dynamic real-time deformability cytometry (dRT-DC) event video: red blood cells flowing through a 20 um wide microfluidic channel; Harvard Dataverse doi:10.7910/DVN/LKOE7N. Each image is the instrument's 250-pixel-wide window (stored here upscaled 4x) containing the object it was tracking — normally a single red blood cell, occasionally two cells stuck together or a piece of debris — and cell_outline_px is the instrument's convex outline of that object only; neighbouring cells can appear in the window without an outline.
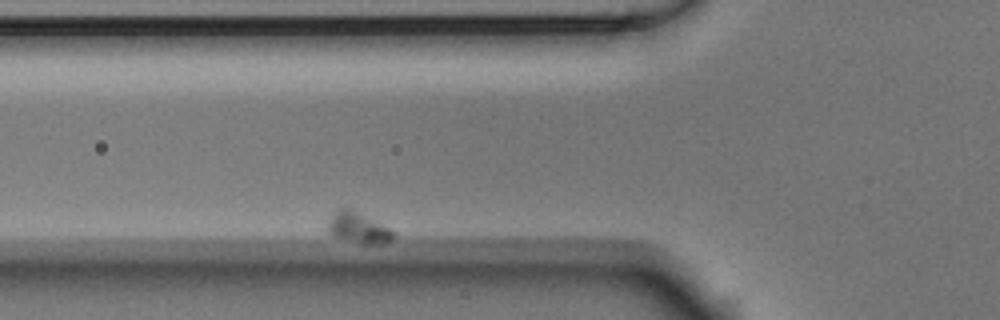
{"species": "Egyptian fruit bat (a non-hibernating species)", "species_latin": "Rousettus aegyptiacus", "temperature_condition": "room temperature", "stored_images_in_passage": 9, "camera_frame_rate_fps": 3000, "um_per_image_px": 0.085, "animal": {"sex": "male"}, "frame": {"image": 1, "passage_image": 2, "time_ms": 0.333, "image_size_px": [1000, 320], "cell_outline_px": [[392, 236], [384, 244], [364, 244], [336, 236], [328, 232], [328, 220], [340, 208], [352, 208], [388, 228], [392, 232]], "centroid_in_image_um": [30.41, 19.34], "position_along_channel_um": 95.4, "area_um2": 11.27}}
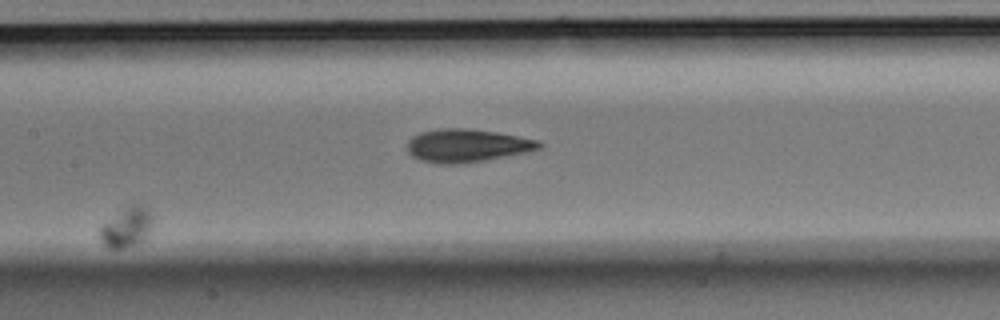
{"frame": {"image": 2, "passage_image": 7, "time_ms": 2.0, "image_size_px": [1000, 320], "cell_outline_px": [[152, 224], [144, 240], [124, 248], [108, 248], [100, 240], [100, 224], [120, 212], [136, 204], [140, 204], [152, 216]], "centroid_in_image_um": [10.72, 19.35], "position_along_channel_um": 196.7, "area_um2": 11.79}}
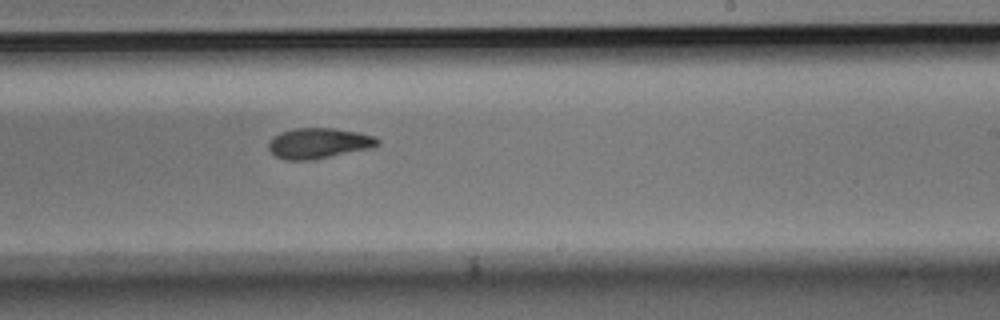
{"frame": {"image": 3, "passage_image": 9, "time_ms": 2.667, "image_size_px": [1000, 320], "cell_outline_px": [[380, 144], [372, 148], [312, 160], [284, 160], [276, 156], [268, 148], [268, 144], [272, 136], [280, 132], [296, 128], [332, 128], [360, 132], [376, 136], [380, 140]], "centroid_in_image_um": [27.11, 12.17], "position_along_channel_um": 261.9, "area_um2": 19.59}}